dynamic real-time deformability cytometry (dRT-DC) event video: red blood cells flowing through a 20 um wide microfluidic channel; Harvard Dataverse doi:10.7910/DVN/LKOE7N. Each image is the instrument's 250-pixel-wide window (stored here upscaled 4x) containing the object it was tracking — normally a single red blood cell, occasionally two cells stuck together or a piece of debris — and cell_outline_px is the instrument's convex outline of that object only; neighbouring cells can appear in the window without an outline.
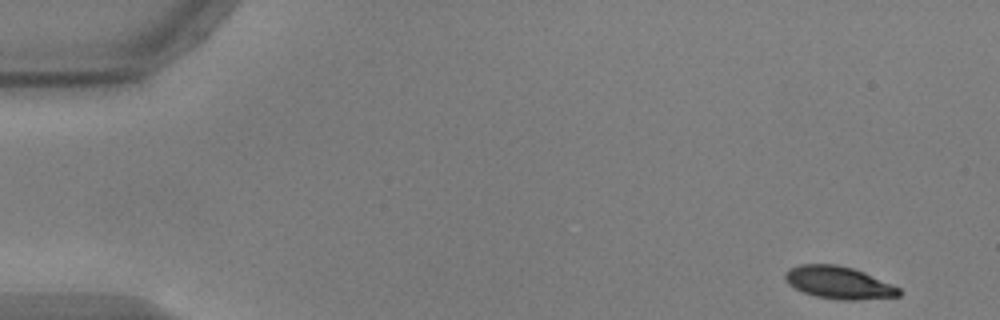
{"species": "common noctule bat (a hibernating species)", "species_latin": "Nyctalus noctula", "temperature_condition": "warm", "stored_images_in_passage": 14, "camera_frame_rate_fps": 3000, "um_per_image_px": 0.085, "animal": {"sex": "male", "body_mass_g": 17.9, "forearm_length_mm": 54.2}, "frame": {"image": 1, "passage_image": 1, "time_ms": 0.0, "image_size_px": [1000, 320], "cell_outline_px": [[900, 296], [852, 300], [836, 300], [816, 296], [804, 292], [788, 284], [784, 280], [784, 272], [788, 268], [800, 264], [836, 264], [852, 268], [864, 272], [892, 284], [900, 288]], "centroid_in_image_um": [71.25, 24.01], "position_along_channel_um": 13.7, "area_um2": 21.56}}
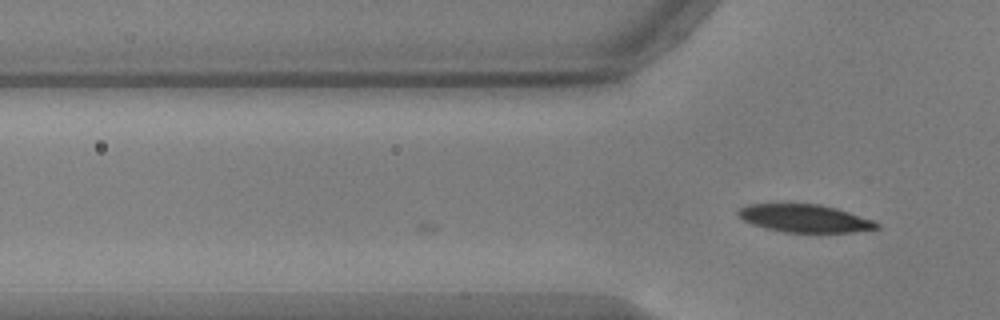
{"frame": {"image": 2, "passage_image": 14, "time_ms": 4.333, "image_size_px": [1000, 320], "cell_outline_px": [[880, 228], [852, 232], [820, 236], [784, 232], [764, 228], [752, 224], [736, 216], [736, 212], [740, 208], [748, 204], [820, 204], [836, 208], [872, 220], [880, 224]], "centroid_in_image_um": [68.41, 18.61], "position_along_channel_um": 57.4, "area_um2": 23.35}}